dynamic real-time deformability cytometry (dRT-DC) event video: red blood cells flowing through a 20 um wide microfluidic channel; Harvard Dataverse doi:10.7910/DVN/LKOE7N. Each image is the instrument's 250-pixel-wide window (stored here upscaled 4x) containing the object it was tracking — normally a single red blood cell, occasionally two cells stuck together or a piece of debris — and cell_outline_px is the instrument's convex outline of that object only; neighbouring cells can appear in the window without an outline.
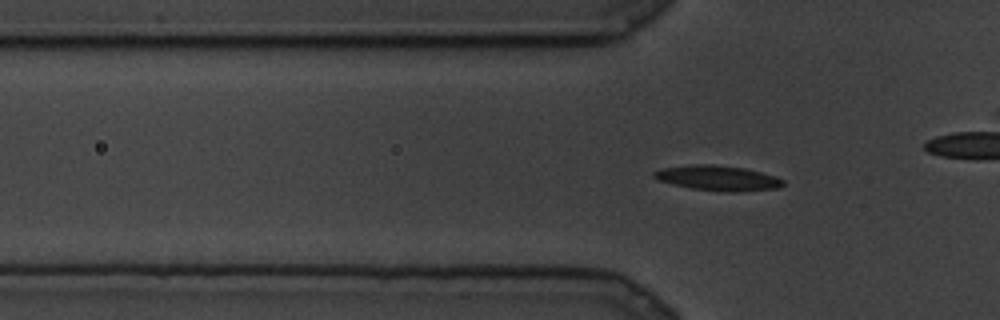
{"species": "common noctule bat (a hibernating species)", "species_latin": "Nyctalus noctula", "temperature_condition": "cold", "stored_images_in_passage": 92, "camera_frame_rate_fps": 3000, "um_per_image_px": 0.085, "animal": {"sex": "male", "body_mass_g": 19.5, "forearm_length_mm": 54.6}, "frame": {"image": 1, "passage_image": 30, "time_ms": 9.667, "image_size_px": [1000, 320], "cell_outline_px": [[784, 184], [780, 188], [736, 192], [732, 192], [692, 188], [672, 184], [656, 180], [652, 176], [652, 172], [660, 168], [692, 164], [716, 164], [744, 168], [776, 176], [784, 180]], "centroid_in_image_um": [60.99, 15.12], "position_along_channel_um": 64.8, "area_um2": 19.02}}
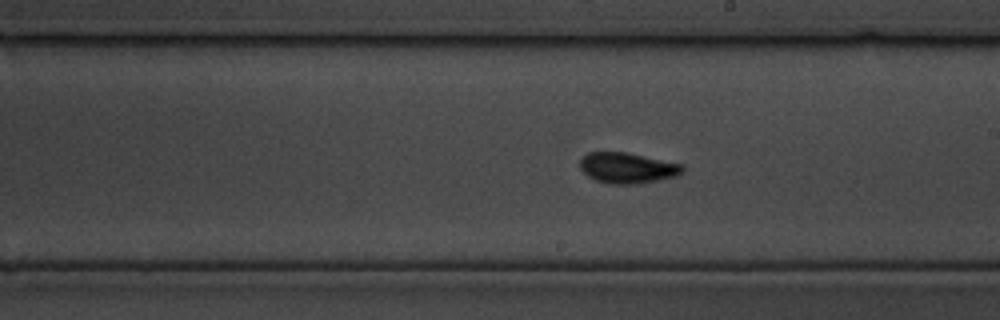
{"frame": {"image": 2, "passage_image": 53, "time_ms": 17.333, "image_size_px": [1000, 320], "cell_outline_px": [[684, 168], [676, 176], [636, 184], [612, 184], [596, 180], [588, 176], [580, 168], [580, 160], [588, 152], [628, 152], [684, 164]], "centroid_in_image_um": [53.33, 14.26], "position_along_channel_um": 235.7, "area_um2": 18.26}}
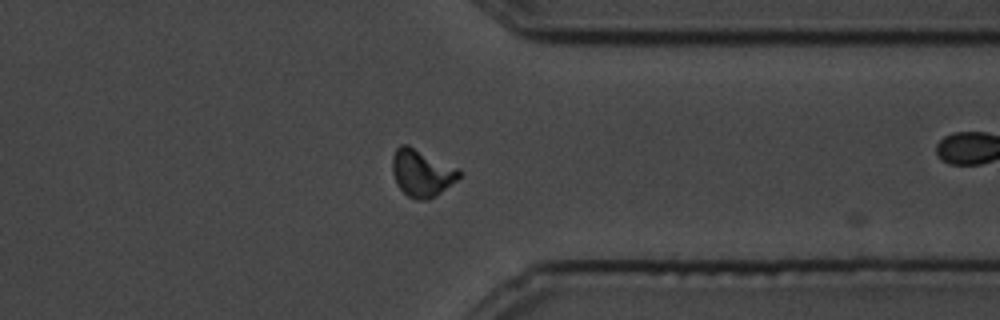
{"frame": {"image": 3, "passage_image": 72, "time_ms": 23.667, "image_size_px": [1000, 320], "cell_outline_px": [[464, 172], [456, 180], [436, 196], [428, 200], [416, 200], [408, 196], [400, 188], [392, 172], [392, 156], [396, 148], [400, 144], [408, 144], [460, 168]], "centroid_in_image_um": [35.87, 14.68], "position_along_channel_um": 375.5, "area_um2": 18.61}}